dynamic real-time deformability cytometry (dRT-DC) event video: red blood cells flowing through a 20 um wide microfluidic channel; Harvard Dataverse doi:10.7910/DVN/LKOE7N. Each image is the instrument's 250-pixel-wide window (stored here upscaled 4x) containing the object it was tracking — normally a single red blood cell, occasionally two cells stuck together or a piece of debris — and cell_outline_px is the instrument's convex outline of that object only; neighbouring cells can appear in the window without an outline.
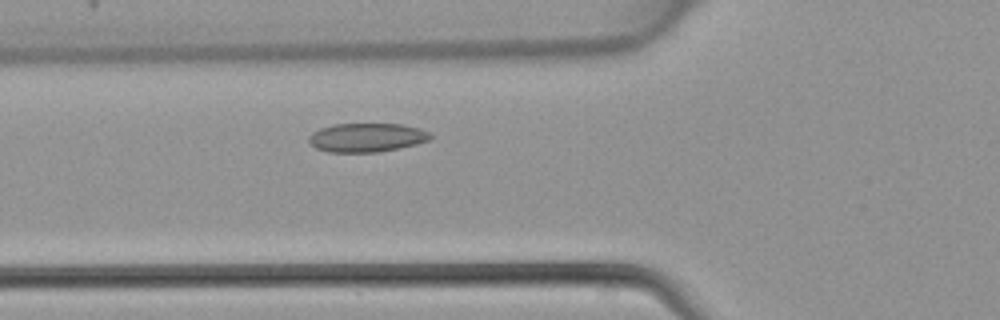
{"species": "common noctule bat (a hibernating species)", "species_latin": "Nyctalus noctula", "temperature_condition": "warm", "stored_images_in_passage": 36, "camera_frame_rate_fps": 3000, "um_per_image_px": 0.085, "animal": {"sex": "female", "body_mass_g": 22.7, "forearm_length_mm": 54.2}, "frame": {"image": 1, "passage_image": 7, "time_ms": 2.0, "image_size_px": [1000, 320], "cell_outline_px": [[432, 136], [428, 140], [416, 144], [400, 148], [376, 152], [328, 152], [316, 148], [308, 140], [308, 136], [312, 132], [320, 128], [332, 124], [400, 124], [420, 128], [428, 132]], "centroid_in_image_um": [31.15, 11.69], "position_along_channel_um": 94.7, "area_um2": 20.4}}
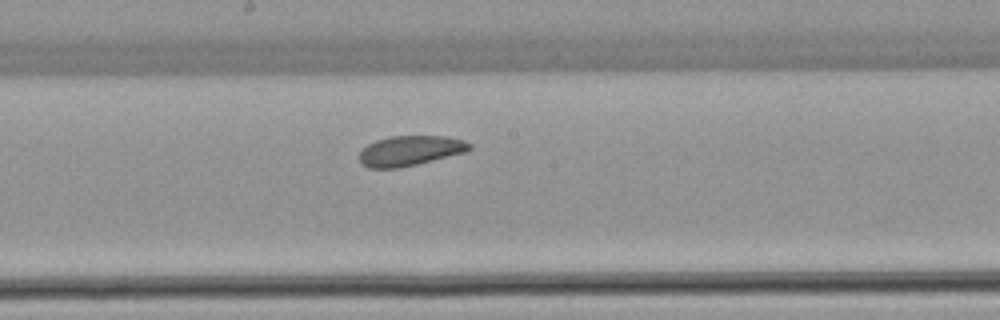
{"frame": {"image": 2, "passage_image": 15, "time_ms": 4.667, "image_size_px": [1000, 320], "cell_outline_px": [[472, 148], [464, 152], [400, 168], [368, 168], [360, 160], [360, 152], [368, 144], [376, 140], [392, 136], [448, 136], [464, 140], [472, 144]], "centroid_in_image_um": [34.88, 12.8], "position_along_channel_um": 213.3, "area_um2": 19.07}}
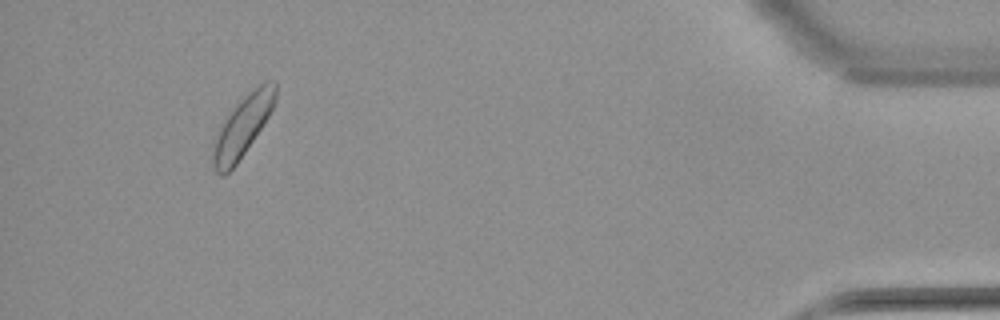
{"frame": {"image": 3, "passage_image": 33, "time_ms": 10.667, "image_size_px": [1000, 320], "cell_outline_px": [[276, 100], [268, 116], [236, 164], [224, 176], [220, 176], [216, 172], [212, 164], [212, 140], [224, 120], [236, 104], [248, 92], [264, 80], [276, 80]], "centroid_in_image_um": [20.59, 10.72], "position_along_channel_um": 414.6, "area_um2": 21.96}}